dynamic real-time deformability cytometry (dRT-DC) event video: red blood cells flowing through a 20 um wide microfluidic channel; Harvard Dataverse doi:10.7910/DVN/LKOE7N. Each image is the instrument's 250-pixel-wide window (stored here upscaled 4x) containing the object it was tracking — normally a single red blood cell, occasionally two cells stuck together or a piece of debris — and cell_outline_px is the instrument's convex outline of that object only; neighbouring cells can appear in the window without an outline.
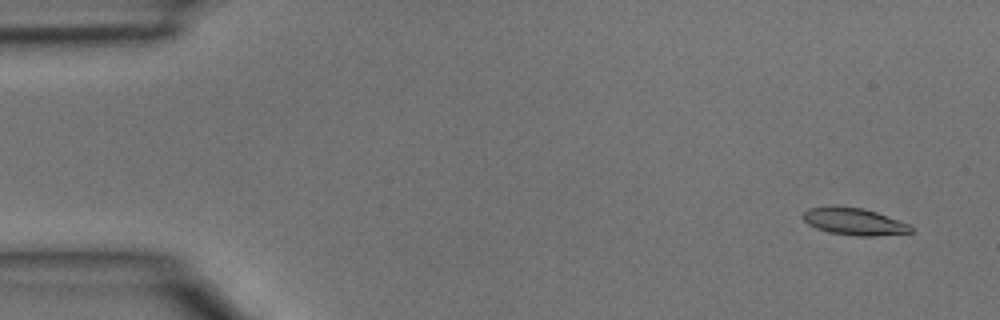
{"species": "common noctule bat (a hibernating species)", "species_latin": "Nyctalus noctula", "temperature_condition": "room temperature", "stored_images_in_passage": 4, "camera_frame_rate_fps": 3000, "um_per_image_px": 0.085, "animal": {"sex": "male", "body_mass_g": 15.6}, "frame": {"image": 1, "passage_image": 1, "time_ms": 0.0, "image_size_px": [1000, 320], "cell_outline_px": [[912, 232], [876, 236], [856, 236], [828, 232], [816, 228], [808, 224], [800, 216], [808, 208], [864, 208], [876, 212], [908, 224], [912, 228]], "centroid_in_image_um": [72.59, 18.86], "position_along_channel_um": 12.4, "area_um2": 16.47}}